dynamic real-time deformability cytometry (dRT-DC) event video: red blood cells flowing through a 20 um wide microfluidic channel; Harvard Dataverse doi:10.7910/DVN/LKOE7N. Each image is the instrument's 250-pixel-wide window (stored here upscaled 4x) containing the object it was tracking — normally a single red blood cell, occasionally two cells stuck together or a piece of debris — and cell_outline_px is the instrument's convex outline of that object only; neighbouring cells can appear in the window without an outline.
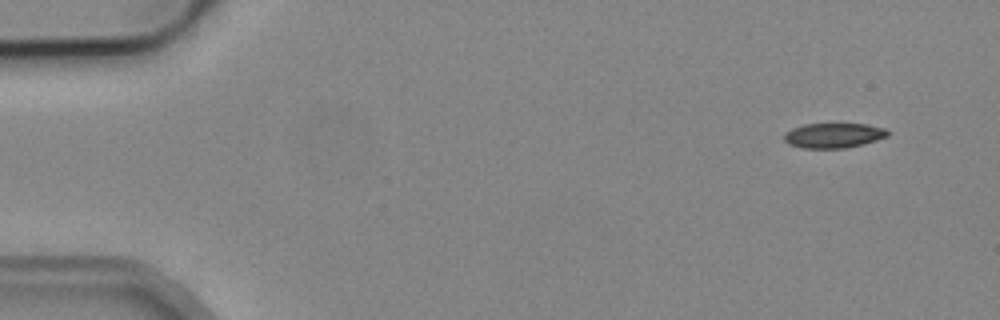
{"species": "common noctule bat (a hibernating species)", "species_latin": "Nyctalus noctula", "temperature_condition": "cold", "stored_images_in_passage": 4, "camera_frame_rate_fps": 3000, "um_per_image_px": 0.085, "animal": {"sex": "male", "body_mass_g": 19.2, "forearm_length_mm": 51.8}, "frame": {"image": 1, "passage_image": 1, "time_ms": 0.0, "image_size_px": [1000, 320], "cell_outline_px": [[888, 136], [864, 144], [848, 148], [804, 148], [788, 144], [784, 140], [784, 132], [792, 128], [804, 124], [868, 124], [884, 128], [888, 132]], "centroid_in_image_um": [70.84, 11.51], "position_along_channel_um": 14.2, "area_um2": 15.09}}
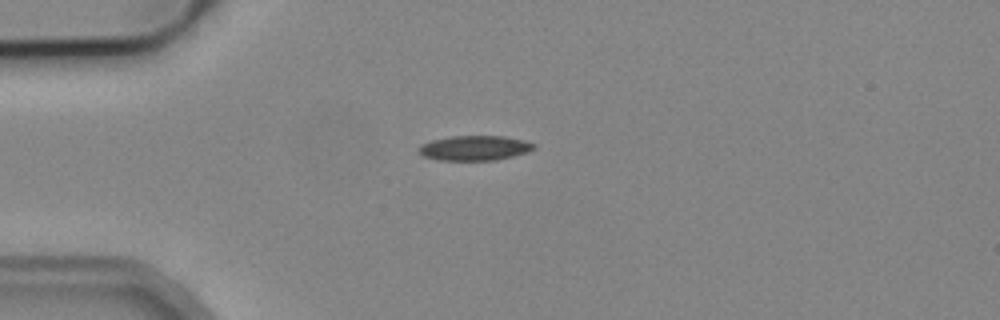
{"frame": {"image": 2, "passage_image": 4, "time_ms": 3.333, "image_size_px": [1000, 320], "cell_outline_px": [[536, 148], [528, 152], [496, 160], [440, 160], [424, 156], [416, 152], [416, 148], [420, 144], [432, 140], [452, 136], [504, 136], [524, 140], [536, 144]], "centroid_in_image_um": [40.32, 12.58], "position_along_channel_um": 44.7, "area_um2": 16.82}}